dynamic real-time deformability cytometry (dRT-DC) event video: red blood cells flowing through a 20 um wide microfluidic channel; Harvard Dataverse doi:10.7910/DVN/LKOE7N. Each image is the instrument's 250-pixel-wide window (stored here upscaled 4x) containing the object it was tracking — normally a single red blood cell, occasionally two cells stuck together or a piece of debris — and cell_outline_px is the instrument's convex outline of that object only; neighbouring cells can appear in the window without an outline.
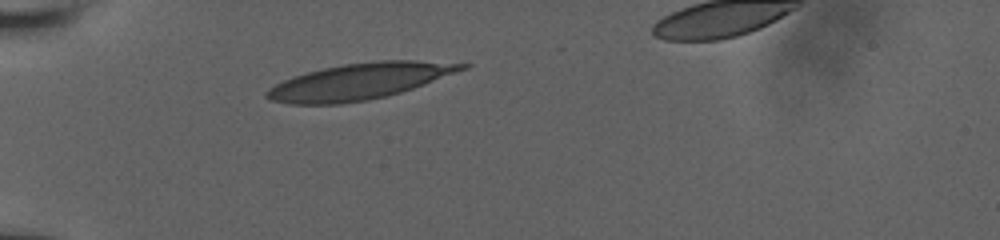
{"species": "human", "species_latin": "Homo sapiens", "temperature_condition": "room temperature", "stored_images_in_passage": 4, "camera_frame_rate_fps": 3000, "um_per_image_px": 0.085, "donor": {"sex": "male"}, "frame": {"image": 1, "passage_image": 1, "time_ms": 0.0, "image_size_px": [1000, 240], "cell_outline_px": [[472, 64], [468, 68], [412, 88], [388, 96], [368, 100], [340, 104], [288, 104], [268, 100], [264, 96], [264, 92], [268, 88], [292, 76], [324, 68], [344, 64], [380, 60], [412, 60]], "centroid_in_image_um": [30.5, 6.92], "position_along_channel_um": 54.5, "area_um2": 40.98}}
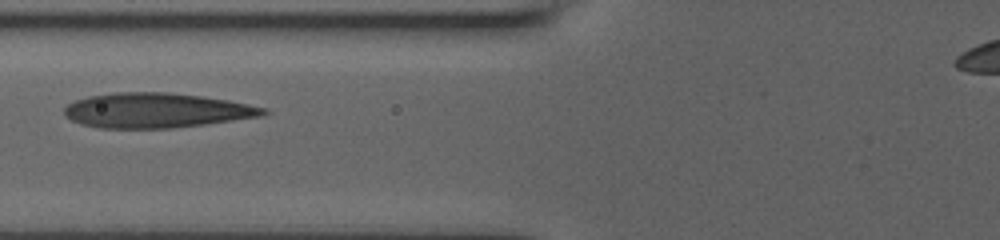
{"frame": {"image": 2, "passage_image": 3, "time_ms": 2.0, "image_size_px": [1000, 240], "cell_outline_px": [[272, 112], [260, 116], [204, 124], [172, 128], [100, 128], [80, 124], [64, 116], [64, 108], [68, 104], [76, 100], [88, 96], [112, 92], [168, 92], [200, 96], [228, 100], [268, 108]], "centroid_in_image_um": [13.27, 9.38], "position_along_channel_um": 112.5, "area_um2": 40.46}}